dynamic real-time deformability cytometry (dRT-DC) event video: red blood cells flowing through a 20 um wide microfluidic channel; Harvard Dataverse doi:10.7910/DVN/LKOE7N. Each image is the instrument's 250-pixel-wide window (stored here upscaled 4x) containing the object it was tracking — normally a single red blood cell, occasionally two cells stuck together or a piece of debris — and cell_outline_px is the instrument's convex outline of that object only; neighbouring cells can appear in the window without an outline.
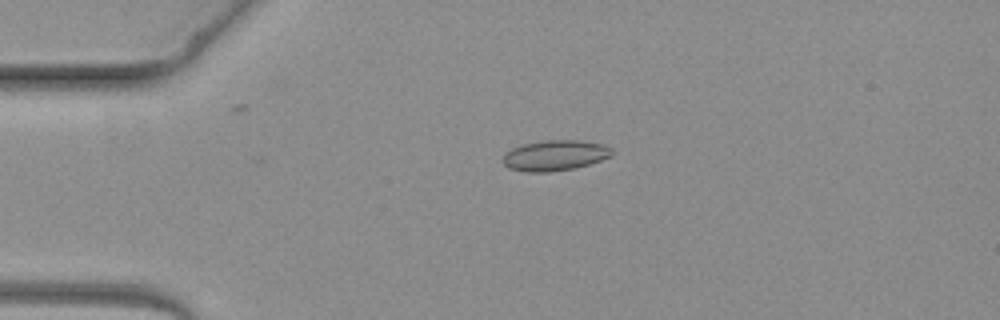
{"species": "common noctule bat (a hibernating species)", "species_latin": "Nyctalus noctula", "temperature_condition": "warm", "stored_images_in_passage": 3, "camera_frame_rate_fps": 3000, "um_per_image_px": 0.085, "animal": {"sex": "female", "body_mass_g": 19.3, "forearm_length_mm": 54.1}, "frame": {"image": 1, "passage_image": 2, "time_ms": 1.333, "image_size_px": [1000, 320], "cell_outline_px": [[612, 156], [588, 164], [572, 168], [548, 172], [524, 172], [508, 168], [504, 164], [504, 156], [512, 148], [520, 144], [548, 140], [580, 140], [604, 144], [612, 148]], "centroid_in_image_um": [47.17, 13.2], "position_along_channel_um": 37.8, "area_um2": 19.31}}